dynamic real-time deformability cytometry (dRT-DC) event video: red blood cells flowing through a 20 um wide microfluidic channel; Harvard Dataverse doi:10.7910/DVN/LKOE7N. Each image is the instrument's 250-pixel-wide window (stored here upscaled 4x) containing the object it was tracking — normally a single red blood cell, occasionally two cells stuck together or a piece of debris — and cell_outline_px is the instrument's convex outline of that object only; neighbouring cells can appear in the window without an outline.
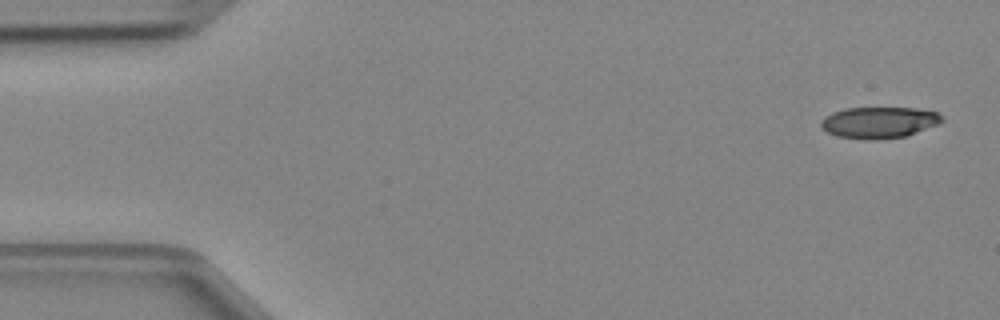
{"species": "Egyptian fruit bat (a non-hibernating species)", "species_latin": "Rousettus aegyptiacus", "temperature_condition": "cold", "stored_images_in_passage": 4, "segment_of_instrument_passage": [2, 2], "camera_frame_rate_fps": 3000, "um_per_image_px": 0.085, "animal": {"sex": "female"}, "frame": {"image": 1, "passage_image": 4, "time_ms": 1.0, "image_size_px": [1000, 320], "cell_outline_px": [[944, 120], [936, 124], [916, 132], [904, 136], [880, 140], [868, 140], [836, 136], [820, 128], [820, 120], [824, 116], [832, 112], [844, 108], [916, 108], [936, 112], [944, 116]], "centroid_in_image_um": [74.66, 10.41], "position_along_channel_um": 10.3, "area_um2": 22.2}}